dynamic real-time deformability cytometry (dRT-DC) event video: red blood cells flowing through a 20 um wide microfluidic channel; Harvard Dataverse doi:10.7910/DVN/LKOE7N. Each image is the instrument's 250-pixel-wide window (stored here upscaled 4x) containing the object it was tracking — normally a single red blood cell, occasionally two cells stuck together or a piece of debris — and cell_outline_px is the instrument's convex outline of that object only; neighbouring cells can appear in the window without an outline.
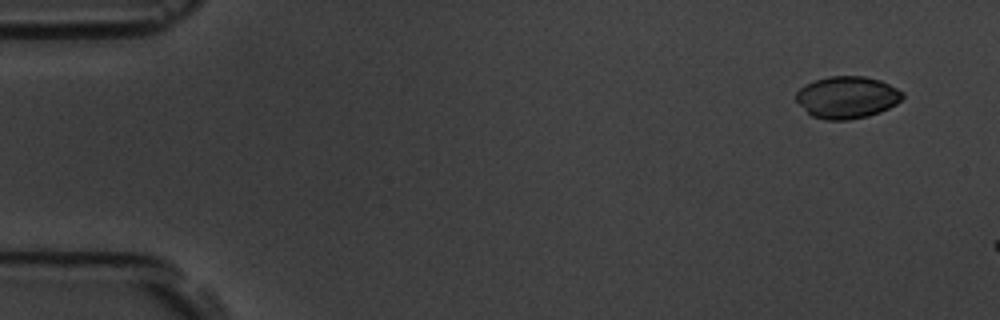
{"species": "common noctule bat (a hibernating species)", "species_latin": "Nyctalus noctula", "temperature_condition": "room temperature", "stored_images_in_passage": 4, "camera_frame_rate_fps": 3000, "um_per_image_px": 0.085, "animal": {"sex": "male", "body_mass_g": 19.5, "forearm_length_mm": 54.6}, "frame": {"image": 1, "passage_image": 1, "time_ms": 0.0, "image_size_px": [1000, 320], "cell_outline_px": [[904, 96], [896, 104], [880, 112], [868, 116], [848, 120], [824, 120], [812, 116], [796, 100], [796, 92], [804, 84], [828, 76], [864, 76], [880, 80], [904, 92]], "centroid_in_image_um": [72.0, 8.27], "position_along_channel_um": 13.0, "area_um2": 26.07}}